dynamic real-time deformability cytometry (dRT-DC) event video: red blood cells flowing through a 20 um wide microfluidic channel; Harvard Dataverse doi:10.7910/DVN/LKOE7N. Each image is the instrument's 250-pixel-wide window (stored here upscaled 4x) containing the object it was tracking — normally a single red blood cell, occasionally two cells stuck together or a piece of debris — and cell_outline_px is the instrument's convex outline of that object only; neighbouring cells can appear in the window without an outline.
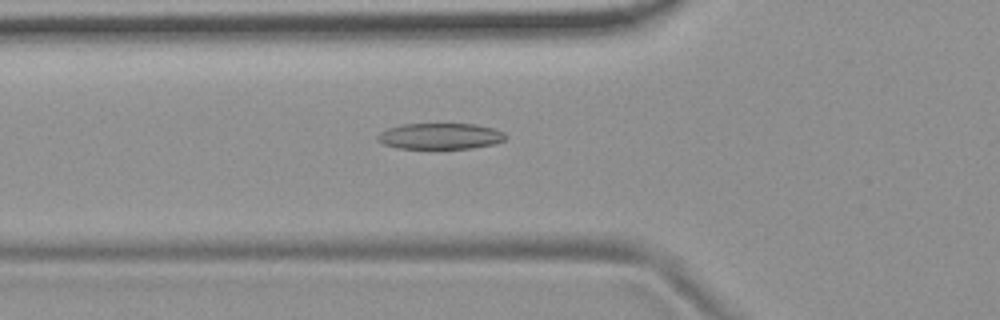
{"species": "common noctule bat (a hibernating species)", "species_latin": "Nyctalus noctula", "temperature_condition": "room temperature", "stored_images_in_passage": 42, "camera_frame_rate_fps": 3000, "um_per_image_px": 0.085, "animal": {"sex": "female", "body_mass_g": 19.9}, "frame": {"image": 1, "passage_image": 7, "time_ms": 2.0, "image_size_px": [1000, 320], "cell_outline_px": [[508, 136], [504, 140], [496, 144], [472, 148], [396, 148], [384, 144], [376, 140], [376, 136], [380, 132], [388, 128], [400, 124], [476, 124], [492, 128], [504, 132]], "centroid_in_image_um": [37.42, 11.57], "position_along_channel_um": 88.4, "area_um2": 19.54}}
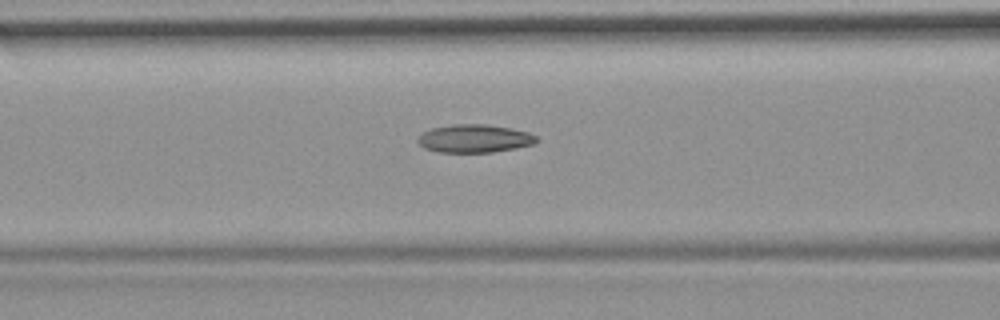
{"frame": {"image": 2, "passage_image": 10, "time_ms": 3.0, "image_size_px": [1000, 320], "cell_outline_px": [[540, 140], [536, 144], [516, 148], [492, 152], [436, 152], [424, 148], [416, 140], [424, 132], [432, 128], [452, 124], [488, 124], [512, 128], [528, 132], [536, 136]], "centroid_in_image_um": [40.37, 11.77], "position_along_channel_um": 126.2, "area_um2": 19.59}}
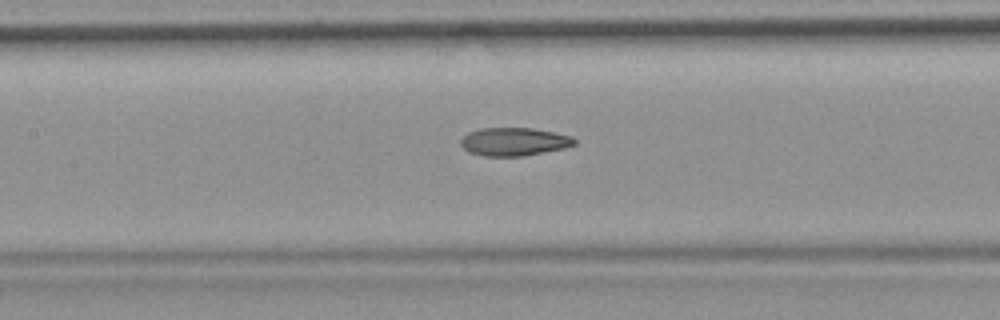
{"frame": {"image": 3, "passage_image": 13, "time_ms": 4.0, "image_size_px": [1000, 320], "cell_outline_px": [[576, 144], [564, 148], [524, 156], [484, 156], [468, 152], [460, 144], [460, 140], [468, 132], [480, 128], [532, 128], [572, 136], [576, 140]], "centroid_in_image_um": [43.68, 12.04], "position_along_channel_um": 163.7, "area_um2": 18.67}, "authors_computed_cell_mechanics": {"area_um2": 19.0162, "velocity_mm_per_s": 3.7427, "shape_relaxation_time_tau1_ms": 9.8026, "shape_relaxation_time_tau2_ms": 3.2211, "deformation_change_tau1": 0.237, "deformation_change_tau2": 0.1162}}